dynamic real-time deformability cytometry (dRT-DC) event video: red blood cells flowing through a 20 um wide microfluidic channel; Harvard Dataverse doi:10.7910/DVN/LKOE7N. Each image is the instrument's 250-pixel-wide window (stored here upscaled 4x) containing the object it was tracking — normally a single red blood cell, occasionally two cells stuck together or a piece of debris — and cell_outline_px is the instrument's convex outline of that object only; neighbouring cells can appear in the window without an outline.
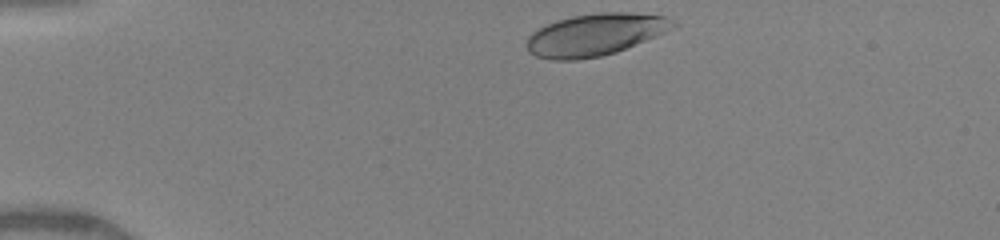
{"species": "human", "species_latin": "Homo sapiens", "temperature_condition": "warm", "stored_images_in_passage": 51, "camera_frame_rate_fps": 3000, "um_per_image_px": 0.085, "donor": {"sex": "female"}, "frame": {"image": 1, "passage_image": 1, "time_ms": 0.0, "image_size_px": [1000, 240], "cell_outline_px": [[680, 24], [656, 36], [616, 52], [600, 56], [576, 60], [552, 60], [536, 56], [528, 52], [524, 44], [528, 36], [532, 32], [556, 20], [572, 16], [600, 12], [632, 12], [664, 16]], "centroid_in_image_um": [50.56, 2.94], "position_along_channel_um": 34.4, "area_um2": 35.95}}
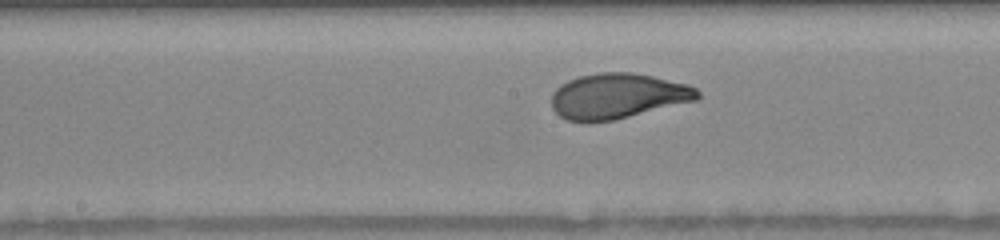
{"frame": {"image": 2, "passage_image": 19, "time_ms": 5.333, "image_size_px": [1000, 240], "cell_outline_px": [[700, 96], [696, 100], [612, 120], [588, 124], [568, 120], [560, 116], [552, 108], [552, 92], [560, 84], [568, 80], [580, 76], [600, 72], [632, 72], [652, 76], [688, 84], [696, 88], [700, 92]], "centroid_in_image_um": [52.47, 8.17], "position_along_channel_um": 195.7, "area_um2": 38.67}}
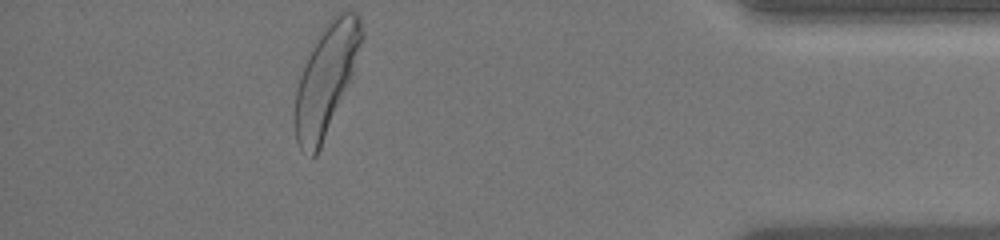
{"frame": {"image": 3, "passage_image": 50, "time_ms": 11.333, "image_size_px": [1000, 240], "cell_outline_px": [[364, 36], [348, 80], [320, 148], [316, 156], [312, 156], [300, 148], [296, 140], [296, 92], [300, 76], [308, 56], [312, 48], [332, 16], [336, 12], [356, 12], [360, 16], [364, 32]], "centroid_in_image_um": [27.72, 6.67], "position_along_channel_um": 407.5, "area_um2": 40.4}, "authors_computed_cell_mechanics": {"area_um2": 38.437, "velocity_mm_per_s": 4.1528, "shape_relaxation_time_tau1_ms": 2.3309, "shape_relaxation_time_tau2_ms": null, "deformation_change_tau1": 0.1658, "deformation_change_tau2": null}}